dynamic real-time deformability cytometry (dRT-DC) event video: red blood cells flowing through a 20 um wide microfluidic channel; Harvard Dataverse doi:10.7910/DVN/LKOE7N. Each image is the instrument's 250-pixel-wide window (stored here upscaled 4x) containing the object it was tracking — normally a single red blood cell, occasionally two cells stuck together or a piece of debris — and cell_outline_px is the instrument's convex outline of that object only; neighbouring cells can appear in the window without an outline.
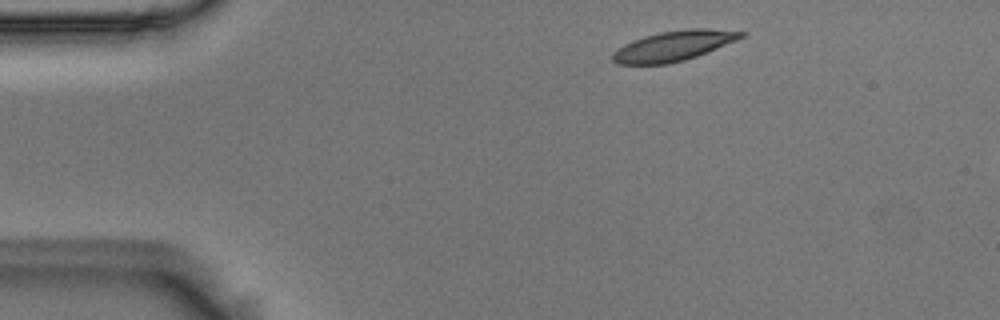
{"species": "Egyptian fruit bat (a non-hibernating species)", "species_latin": "Rousettus aegyptiacus", "temperature_condition": "room temperature", "stored_images_in_passage": 4, "camera_frame_rate_fps": 3000, "um_per_image_px": 0.085, "animal": {"sex": "male"}, "frame": {"image": 1, "passage_image": 1, "time_ms": 0.0, "image_size_px": [1000, 320], "cell_outline_px": [[744, 36], [736, 40], [696, 56], [684, 60], [668, 64], [616, 64], [612, 60], [612, 52], [616, 48], [632, 40], [644, 36], [660, 32], [688, 28], [708, 28], [744, 32]], "centroid_in_image_um": [57.19, 3.9], "position_along_channel_um": 27.8, "area_um2": 22.43}}